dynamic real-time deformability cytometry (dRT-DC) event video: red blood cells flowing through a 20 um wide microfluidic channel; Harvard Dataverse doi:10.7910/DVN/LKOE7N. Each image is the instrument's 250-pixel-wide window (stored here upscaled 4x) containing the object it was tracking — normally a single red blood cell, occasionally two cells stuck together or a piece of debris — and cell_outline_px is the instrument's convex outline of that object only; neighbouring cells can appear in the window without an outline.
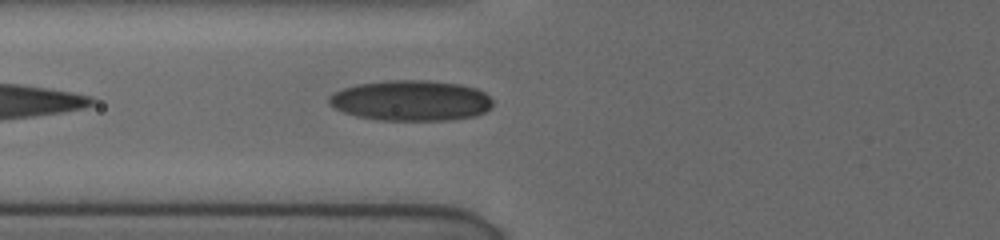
{"species": "human", "species_latin": "Homo sapiens", "temperature_condition": "cold", "stored_images_in_passage": 41, "camera_frame_rate_fps": 3000, "um_per_image_px": 0.085, "donor": {"sex": "female"}, "frame": {"image": 1, "passage_image": 17, "time_ms": 7.333, "image_size_px": [1000, 240], "cell_outline_px": [[492, 108], [476, 116], [448, 120], [380, 120], [356, 116], [344, 112], [328, 104], [328, 96], [344, 88], [360, 84], [392, 80], [424, 80], [460, 84], [476, 88], [484, 92], [492, 100]], "centroid_in_image_um": [34.96, 8.55], "position_along_channel_um": 90.8, "area_um2": 38.55}}
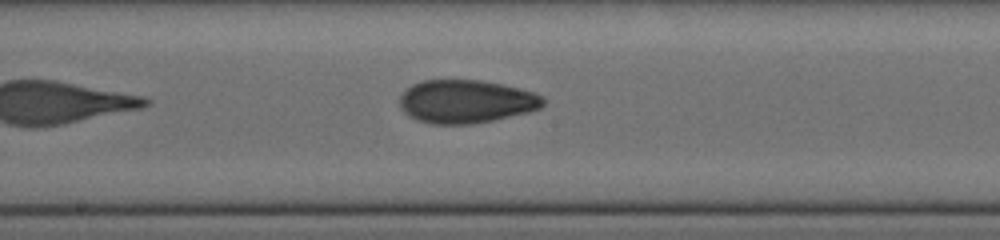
{"frame": {"image": 2, "passage_image": 23, "time_ms": 10.333, "image_size_px": [1000, 240], "cell_outline_px": [[544, 104], [540, 108], [528, 112], [492, 120], [472, 124], [432, 124], [416, 120], [404, 112], [400, 108], [400, 96], [412, 84], [420, 80], [480, 80], [504, 84], [536, 92], [544, 96]], "centroid_in_image_um": [39.63, 8.62], "position_along_channel_um": 208.6, "area_um2": 36.36}}
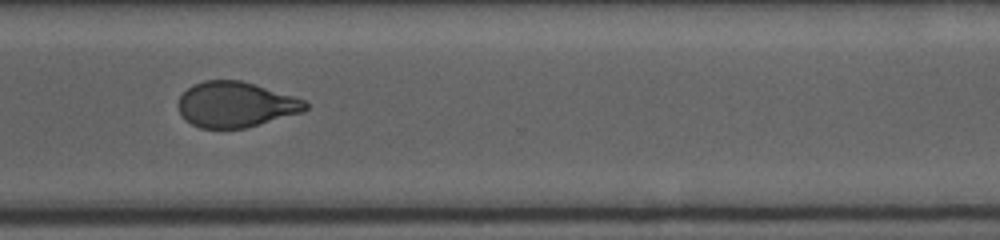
{"frame": {"image": 3, "passage_image": 31, "time_ms": 14.0, "image_size_px": [1000, 240], "cell_outline_px": [[308, 108], [304, 112], [244, 128], [200, 128], [192, 124], [180, 112], [180, 96], [192, 84], [204, 80], [240, 80], [292, 96], [304, 100], [308, 104]], "centroid_in_image_um": [20.05, 8.88], "position_along_channel_um": 350.6, "area_um2": 33.18}, "authors_computed_cell_mechanics": {"area_um2": 36.3562, "velocity_mm_per_s": 3.8837, "shape_relaxation_time_tau1_ms": null, "shape_relaxation_time_tau2_ms": 2.3388, "deformation_change_tau1": null, "deformation_change_tau2": 0.0805}}